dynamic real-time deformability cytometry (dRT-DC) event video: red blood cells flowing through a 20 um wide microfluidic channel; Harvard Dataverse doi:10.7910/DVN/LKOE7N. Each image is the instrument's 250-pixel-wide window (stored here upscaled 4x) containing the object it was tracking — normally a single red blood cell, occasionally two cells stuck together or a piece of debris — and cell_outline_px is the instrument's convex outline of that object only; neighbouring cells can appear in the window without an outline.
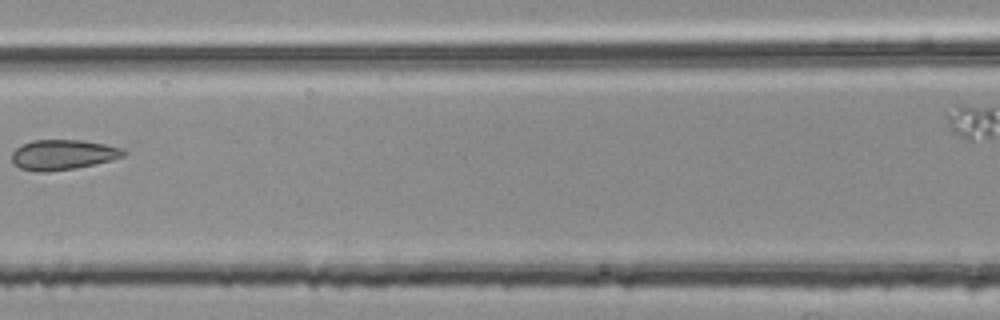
{"species": "common noctule bat (a hibernating species)", "species_latin": "Nyctalus noctula", "temperature_condition": "room temperature", "stored_images_in_passage": 7, "segment_of_instrument_passage": [2, 2], "camera_frame_rate_fps": 3000, "um_per_image_px": 0.085, "animal": {"sex": "female", "body_mass_g": 25.1}, "frame": {"image": 1, "passage_image": 6, "time_ms": 1.667, "image_size_px": [1000, 320], "cell_outline_px": [[128, 152], [124, 156], [112, 160], [76, 168], [48, 172], [40, 172], [20, 168], [12, 160], [12, 152], [16, 148], [32, 140], [84, 140], [104, 144], [120, 148]], "centroid_in_image_um": [5.36, 13.15], "position_along_channel_um": 161.2, "area_um2": 19.54}}